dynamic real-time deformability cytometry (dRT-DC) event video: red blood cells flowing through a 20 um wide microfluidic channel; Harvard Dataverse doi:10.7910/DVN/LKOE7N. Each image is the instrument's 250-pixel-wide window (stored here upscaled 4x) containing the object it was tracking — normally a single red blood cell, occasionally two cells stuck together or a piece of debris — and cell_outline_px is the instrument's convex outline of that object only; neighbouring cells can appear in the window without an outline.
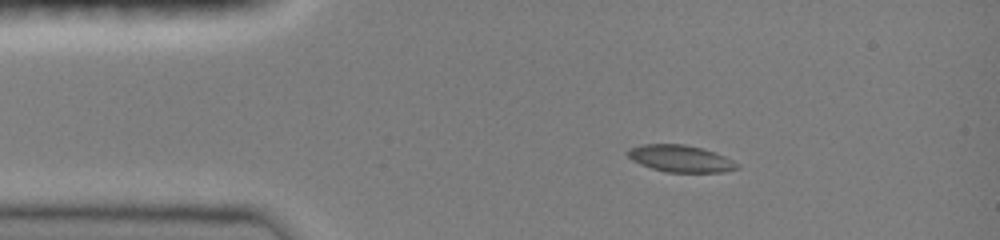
{"species": "common noctule bat (a hibernating species)", "species_latin": "Nyctalus noctula", "temperature_condition": "room temperature", "stored_images_in_passage": 40, "camera_frame_rate_fps": 3000, "um_per_image_px": 0.085, "animal": {"sex": "female", "body_mass_g": 19.0, "forearm_length_mm": 51.5}, "frame": {"image": 1, "passage_image": 1, "time_ms": 0.0, "image_size_px": [1000, 240], "cell_outline_px": [[740, 168], [724, 172], [668, 172], [652, 168], [640, 164], [632, 160], [628, 156], [628, 148], [640, 144], [684, 144], [704, 148], [724, 156], [740, 164]], "centroid_in_image_um": [57.86, 13.47], "position_along_channel_um": 27.1, "area_um2": 17.22}}
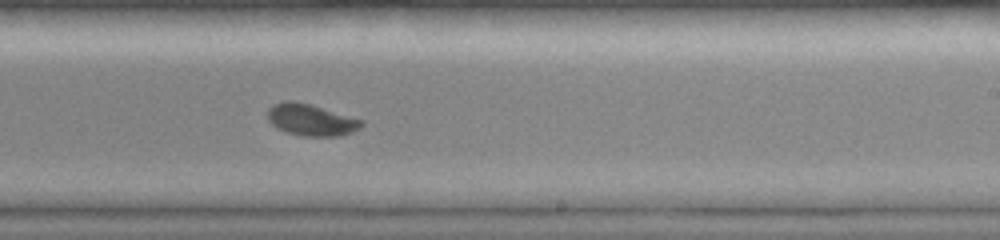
{"frame": {"image": 2, "passage_image": 22, "time_ms": 7.0, "image_size_px": [1000, 240], "cell_outline_px": [[364, 124], [360, 128], [352, 132], [340, 136], [304, 136], [288, 132], [276, 128], [268, 120], [268, 108], [272, 104], [284, 100], [296, 100], [312, 104], [364, 120]], "centroid_in_image_um": [26.44, 10.16], "position_along_channel_um": 262.6, "area_um2": 17.63}}
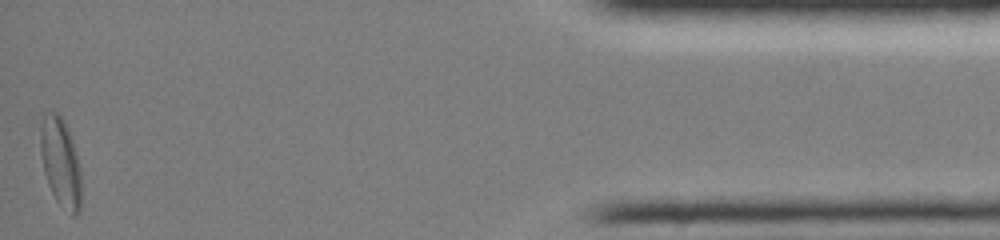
{"frame": {"image": 3, "passage_image": 40, "time_ms": 13.0, "image_size_px": [1000, 240], "cell_outline_px": [[80, 208], [76, 216], [72, 216], [56, 200], [48, 184], [44, 172], [40, 152], [40, 128], [44, 116], [48, 112], [56, 112], [64, 120], [68, 128], [72, 140], [80, 168]], "centroid_in_image_um": [5.14, 13.8], "position_along_channel_um": 430.1, "area_um2": 20.98}, "authors_computed_cell_mechanics": {"area_um2": 17.5423, "velocity_mm_per_s": 4.0277, "shape_relaxation_time_tau1_ms": 2.6055, "shape_relaxation_time_tau2_ms": null, "deformation_change_tau1": 0.1268, "deformation_change_tau2": null}}